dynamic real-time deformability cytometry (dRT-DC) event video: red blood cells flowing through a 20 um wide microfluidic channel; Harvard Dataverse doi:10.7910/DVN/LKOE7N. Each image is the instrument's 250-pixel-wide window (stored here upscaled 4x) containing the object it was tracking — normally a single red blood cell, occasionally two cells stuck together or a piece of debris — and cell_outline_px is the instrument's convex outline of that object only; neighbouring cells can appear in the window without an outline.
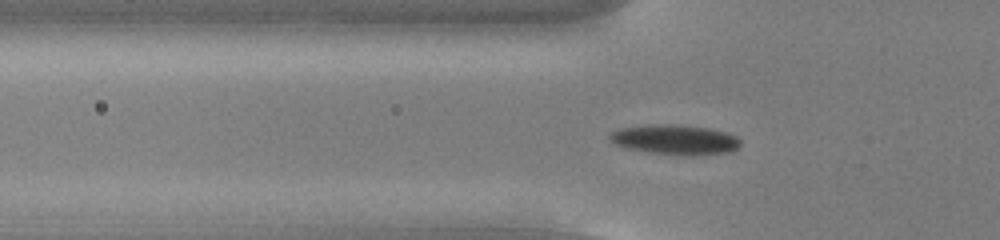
{"species": "common noctule bat (a hibernating species)", "species_latin": "Nyctalus noctula", "temperature_condition": "cold", "stored_images_in_passage": 54, "camera_frame_rate_fps": 3000, "um_per_image_px": 0.085, "animal": {"sex": "male", "body_mass_g": 13.0, "forearm_length_mm": 53.1}, "frame": {"image": 1, "passage_image": 19, "time_ms": 6.0, "image_size_px": [1000, 240], "cell_outline_px": [[740, 144], [736, 148], [728, 152], [692, 156], [684, 156], [648, 152], [624, 148], [616, 144], [608, 136], [612, 132], [620, 128], [656, 124], [680, 124], [708, 128], [724, 132], [736, 136], [740, 140]], "centroid_in_image_um": [57.37, 11.88], "position_along_channel_um": 68.4, "area_um2": 22.77}}
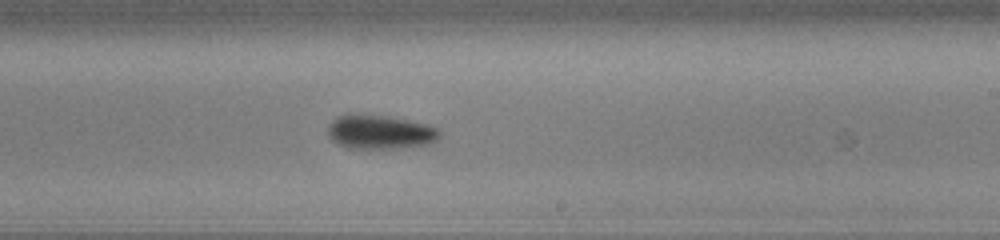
{"frame": {"image": 2, "passage_image": 34, "time_ms": 11.0, "image_size_px": [1000, 240], "cell_outline_px": [[440, 136], [436, 140], [428, 144], [400, 148], [348, 148], [336, 144], [328, 136], [328, 124], [336, 116], [348, 112], [384, 116], [428, 124], [440, 128]], "centroid_in_image_um": [32.25, 11.2], "position_along_channel_um": 256.7, "area_um2": 22.54}}
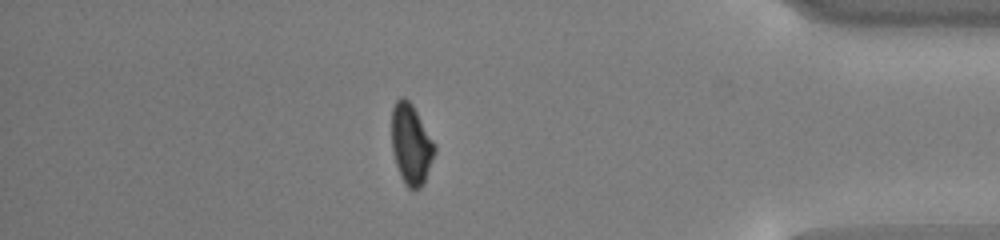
{"frame": {"image": 3, "passage_image": 48, "time_ms": 15.667, "image_size_px": [1000, 240], "cell_outline_px": [[436, 152], [424, 184], [420, 188], [408, 188], [404, 184], [396, 164], [392, 148], [392, 108], [396, 100], [400, 96], [404, 96], [412, 104], [436, 144]], "centroid_in_image_um": [34.96, 12.25], "position_along_channel_um": 400.2, "area_um2": 20.29}}